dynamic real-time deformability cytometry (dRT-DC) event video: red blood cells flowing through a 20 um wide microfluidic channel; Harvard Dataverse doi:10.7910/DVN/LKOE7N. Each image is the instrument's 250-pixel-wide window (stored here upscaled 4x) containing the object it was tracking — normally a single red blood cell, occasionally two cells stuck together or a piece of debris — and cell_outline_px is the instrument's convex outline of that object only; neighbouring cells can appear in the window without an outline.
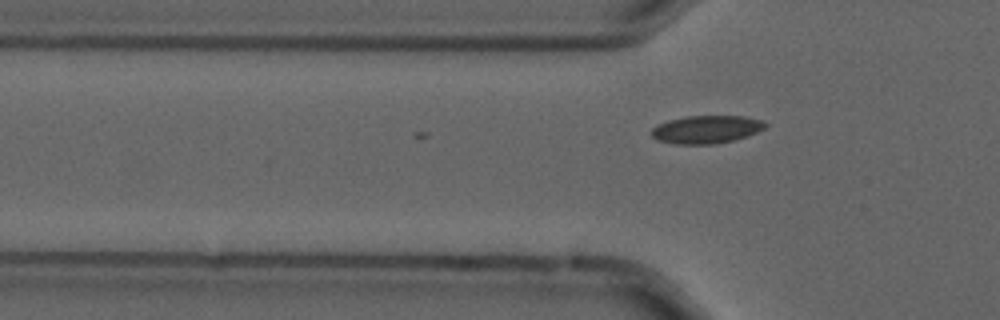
{"species": "common noctule bat (a hibernating species)", "species_latin": "Nyctalus noctula", "temperature_condition": "cold", "stored_images_in_passage": 4, "camera_frame_rate_fps": 3000, "um_per_image_px": 0.085, "animal": {"sex": "male", "forearm_length_mm": 52.5}, "frame": {"image": 1, "passage_image": 4, "time_ms": 1.0, "image_size_px": [1000, 320], "cell_outline_px": [[768, 124], [764, 128], [756, 132], [732, 140], [716, 144], [672, 144], [656, 140], [648, 132], [656, 124], [668, 120], [688, 116], [744, 116], [760, 120]], "centroid_in_image_um": [59.95, 11.0], "position_along_channel_um": 65.8, "area_um2": 18.55}}